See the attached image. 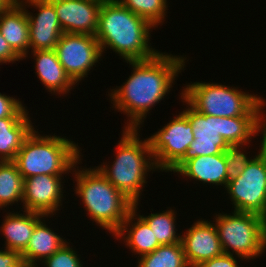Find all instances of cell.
<instances>
[{"label": "cell", "instance_id": "cell-1", "mask_svg": "<svg viewBox=\"0 0 266 267\" xmlns=\"http://www.w3.org/2000/svg\"><path fill=\"white\" fill-rule=\"evenodd\" d=\"M124 62L131 65V76L121 86L108 91V96L114 111L128 117L124 128L141 130L147 114L170 93L188 61L184 54L158 52L147 60Z\"/></svg>", "mask_w": 266, "mask_h": 267}, {"label": "cell", "instance_id": "cell-2", "mask_svg": "<svg viewBox=\"0 0 266 267\" xmlns=\"http://www.w3.org/2000/svg\"><path fill=\"white\" fill-rule=\"evenodd\" d=\"M181 99L187 107L183 112L192 124L194 140L169 172L175 173L186 161L197 156L221 154L229 146L249 145L254 136L266 130V116H211L199 113Z\"/></svg>", "mask_w": 266, "mask_h": 267}, {"label": "cell", "instance_id": "cell-3", "mask_svg": "<svg viewBox=\"0 0 266 267\" xmlns=\"http://www.w3.org/2000/svg\"><path fill=\"white\" fill-rule=\"evenodd\" d=\"M155 30L146 19L127 9L118 0H104L101 4L96 39L102 55L106 48L125 61L147 60L158 52L150 43Z\"/></svg>", "mask_w": 266, "mask_h": 267}, {"label": "cell", "instance_id": "cell-4", "mask_svg": "<svg viewBox=\"0 0 266 267\" xmlns=\"http://www.w3.org/2000/svg\"><path fill=\"white\" fill-rule=\"evenodd\" d=\"M81 158L72 169L74 193L82 201L86 214L97 226L114 236L133 209V202L110 183L95 167L82 168Z\"/></svg>", "mask_w": 266, "mask_h": 267}, {"label": "cell", "instance_id": "cell-5", "mask_svg": "<svg viewBox=\"0 0 266 267\" xmlns=\"http://www.w3.org/2000/svg\"><path fill=\"white\" fill-rule=\"evenodd\" d=\"M123 129L121 139L115 146L116 154L112 165L108 161L96 168L135 203L140 202L142 191L148 182V172L158 170L153 160L149 139L139 138L141 135L139 129Z\"/></svg>", "mask_w": 266, "mask_h": 267}, {"label": "cell", "instance_id": "cell-6", "mask_svg": "<svg viewBox=\"0 0 266 267\" xmlns=\"http://www.w3.org/2000/svg\"><path fill=\"white\" fill-rule=\"evenodd\" d=\"M78 143L65 136L42 135L34 128L25 138L14 163L23 179L37 175L71 174L83 155Z\"/></svg>", "mask_w": 266, "mask_h": 267}, {"label": "cell", "instance_id": "cell-7", "mask_svg": "<svg viewBox=\"0 0 266 267\" xmlns=\"http://www.w3.org/2000/svg\"><path fill=\"white\" fill-rule=\"evenodd\" d=\"M181 96L201 114L219 117L266 116V99L233 86L214 82H191L182 86Z\"/></svg>", "mask_w": 266, "mask_h": 267}, {"label": "cell", "instance_id": "cell-8", "mask_svg": "<svg viewBox=\"0 0 266 267\" xmlns=\"http://www.w3.org/2000/svg\"><path fill=\"white\" fill-rule=\"evenodd\" d=\"M224 253L250 262L265 254L266 219L246 212L218 213L213 221ZM250 260V261H249Z\"/></svg>", "mask_w": 266, "mask_h": 267}, {"label": "cell", "instance_id": "cell-9", "mask_svg": "<svg viewBox=\"0 0 266 267\" xmlns=\"http://www.w3.org/2000/svg\"><path fill=\"white\" fill-rule=\"evenodd\" d=\"M261 134L260 151L237 178L227 183L225 190L233 211L254 213L266 219V130Z\"/></svg>", "mask_w": 266, "mask_h": 267}, {"label": "cell", "instance_id": "cell-10", "mask_svg": "<svg viewBox=\"0 0 266 267\" xmlns=\"http://www.w3.org/2000/svg\"><path fill=\"white\" fill-rule=\"evenodd\" d=\"M148 139L158 172L169 173L184 157L190 143L194 140L192 124L187 115L181 111Z\"/></svg>", "mask_w": 266, "mask_h": 267}, {"label": "cell", "instance_id": "cell-11", "mask_svg": "<svg viewBox=\"0 0 266 267\" xmlns=\"http://www.w3.org/2000/svg\"><path fill=\"white\" fill-rule=\"evenodd\" d=\"M54 50L76 86L103 57L98 40L90 34L63 33Z\"/></svg>", "mask_w": 266, "mask_h": 267}, {"label": "cell", "instance_id": "cell-12", "mask_svg": "<svg viewBox=\"0 0 266 267\" xmlns=\"http://www.w3.org/2000/svg\"><path fill=\"white\" fill-rule=\"evenodd\" d=\"M63 175H37L24 179L22 209L56 216L62 207L64 192ZM64 191V192H63Z\"/></svg>", "mask_w": 266, "mask_h": 267}, {"label": "cell", "instance_id": "cell-13", "mask_svg": "<svg viewBox=\"0 0 266 267\" xmlns=\"http://www.w3.org/2000/svg\"><path fill=\"white\" fill-rule=\"evenodd\" d=\"M25 8L29 22L30 50H54L64 33L54 5L49 0H18ZM35 8V14L27 7Z\"/></svg>", "mask_w": 266, "mask_h": 267}, {"label": "cell", "instance_id": "cell-14", "mask_svg": "<svg viewBox=\"0 0 266 267\" xmlns=\"http://www.w3.org/2000/svg\"><path fill=\"white\" fill-rule=\"evenodd\" d=\"M211 222L201 218L181 232V244L189 267H196L224 253L217 228Z\"/></svg>", "mask_w": 266, "mask_h": 267}, {"label": "cell", "instance_id": "cell-15", "mask_svg": "<svg viewBox=\"0 0 266 267\" xmlns=\"http://www.w3.org/2000/svg\"><path fill=\"white\" fill-rule=\"evenodd\" d=\"M64 33L95 36L101 4L104 0H49Z\"/></svg>", "mask_w": 266, "mask_h": 267}, {"label": "cell", "instance_id": "cell-16", "mask_svg": "<svg viewBox=\"0 0 266 267\" xmlns=\"http://www.w3.org/2000/svg\"><path fill=\"white\" fill-rule=\"evenodd\" d=\"M139 204V201L133 203V209L113 236L117 241H124L123 244L125 243L134 255L138 254V257L152 253L161 246L148 223L137 213Z\"/></svg>", "mask_w": 266, "mask_h": 267}, {"label": "cell", "instance_id": "cell-17", "mask_svg": "<svg viewBox=\"0 0 266 267\" xmlns=\"http://www.w3.org/2000/svg\"><path fill=\"white\" fill-rule=\"evenodd\" d=\"M0 32L22 60L30 56L28 16L18 0L0 13Z\"/></svg>", "mask_w": 266, "mask_h": 267}, {"label": "cell", "instance_id": "cell-18", "mask_svg": "<svg viewBox=\"0 0 266 267\" xmlns=\"http://www.w3.org/2000/svg\"><path fill=\"white\" fill-rule=\"evenodd\" d=\"M35 60L34 68L37 78L41 81L48 92L57 96H66L75 89V83L65 72L58 60L55 50H36L31 51Z\"/></svg>", "mask_w": 266, "mask_h": 267}, {"label": "cell", "instance_id": "cell-19", "mask_svg": "<svg viewBox=\"0 0 266 267\" xmlns=\"http://www.w3.org/2000/svg\"><path fill=\"white\" fill-rule=\"evenodd\" d=\"M175 173L194 182L227 186L225 151L216 155H202L186 161Z\"/></svg>", "mask_w": 266, "mask_h": 267}, {"label": "cell", "instance_id": "cell-20", "mask_svg": "<svg viewBox=\"0 0 266 267\" xmlns=\"http://www.w3.org/2000/svg\"><path fill=\"white\" fill-rule=\"evenodd\" d=\"M21 211L23 213H20ZM21 211L6 212L0 231L5 238L4 248L22 253L28 246L36 223L44 215L26 210Z\"/></svg>", "mask_w": 266, "mask_h": 267}, {"label": "cell", "instance_id": "cell-21", "mask_svg": "<svg viewBox=\"0 0 266 267\" xmlns=\"http://www.w3.org/2000/svg\"><path fill=\"white\" fill-rule=\"evenodd\" d=\"M53 216H43L35 225L34 231L22 258L26 267H38L40 263L58 251L67 241L54 232L44 219Z\"/></svg>", "mask_w": 266, "mask_h": 267}, {"label": "cell", "instance_id": "cell-22", "mask_svg": "<svg viewBox=\"0 0 266 267\" xmlns=\"http://www.w3.org/2000/svg\"><path fill=\"white\" fill-rule=\"evenodd\" d=\"M30 119L28 114L0 119V162L14 161L25 138L36 128Z\"/></svg>", "mask_w": 266, "mask_h": 267}, {"label": "cell", "instance_id": "cell-23", "mask_svg": "<svg viewBox=\"0 0 266 267\" xmlns=\"http://www.w3.org/2000/svg\"><path fill=\"white\" fill-rule=\"evenodd\" d=\"M24 179L13 161L0 162V209L19 205L23 197Z\"/></svg>", "mask_w": 266, "mask_h": 267}, {"label": "cell", "instance_id": "cell-24", "mask_svg": "<svg viewBox=\"0 0 266 267\" xmlns=\"http://www.w3.org/2000/svg\"><path fill=\"white\" fill-rule=\"evenodd\" d=\"M172 208H168L159 213H151L149 215H141L138 213L150 226L156 239L161 245H171L181 242V233L176 231V213ZM177 234V235H176Z\"/></svg>", "mask_w": 266, "mask_h": 267}, {"label": "cell", "instance_id": "cell-25", "mask_svg": "<svg viewBox=\"0 0 266 267\" xmlns=\"http://www.w3.org/2000/svg\"><path fill=\"white\" fill-rule=\"evenodd\" d=\"M137 259L136 267H189L181 242L161 245L152 253Z\"/></svg>", "mask_w": 266, "mask_h": 267}, {"label": "cell", "instance_id": "cell-26", "mask_svg": "<svg viewBox=\"0 0 266 267\" xmlns=\"http://www.w3.org/2000/svg\"><path fill=\"white\" fill-rule=\"evenodd\" d=\"M127 9L146 19L153 27L162 26L167 17V0H118Z\"/></svg>", "mask_w": 266, "mask_h": 267}, {"label": "cell", "instance_id": "cell-27", "mask_svg": "<svg viewBox=\"0 0 266 267\" xmlns=\"http://www.w3.org/2000/svg\"><path fill=\"white\" fill-rule=\"evenodd\" d=\"M250 145L229 146L225 150L227 183L237 178L246 168L247 164L253 159L248 157L244 149Z\"/></svg>", "mask_w": 266, "mask_h": 267}, {"label": "cell", "instance_id": "cell-28", "mask_svg": "<svg viewBox=\"0 0 266 267\" xmlns=\"http://www.w3.org/2000/svg\"><path fill=\"white\" fill-rule=\"evenodd\" d=\"M81 255L70 246V242H66L58 251L50 257L44 259L39 267H83V261L80 260Z\"/></svg>", "mask_w": 266, "mask_h": 267}, {"label": "cell", "instance_id": "cell-29", "mask_svg": "<svg viewBox=\"0 0 266 267\" xmlns=\"http://www.w3.org/2000/svg\"><path fill=\"white\" fill-rule=\"evenodd\" d=\"M23 102L0 92V119L7 117H25L29 114L27 106Z\"/></svg>", "mask_w": 266, "mask_h": 267}, {"label": "cell", "instance_id": "cell-30", "mask_svg": "<svg viewBox=\"0 0 266 267\" xmlns=\"http://www.w3.org/2000/svg\"><path fill=\"white\" fill-rule=\"evenodd\" d=\"M237 259H242V261L245 260L242 257L236 256L235 254L230 255L227 253H222L221 255L210 260L201 262L196 267H242L238 265L240 263H238Z\"/></svg>", "mask_w": 266, "mask_h": 267}, {"label": "cell", "instance_id": "cell-31", "mask_svg": "<svg viewBox=\"0 0 266 267\" xmlns=\"http://www.w3.org/2000/svg\"><path fill=\"white\" fill-rule=\"evenodd\" d=\"M0 267H26L22 253L15 250L0 249Z\"/></svg>", "mask_w": 266, "mask_h": 267}, {"label": "cell", "instance_id": "cell-32", "mask_svg": "<svg viewBox=\"0 0 266 267\" xmlns=\"http://www.w3.org/2000/svg\"><path fill=\"white\" fill-rule=\"evenodd\" d=\"M22 59L11 49L8 42L4 39L0 32V65L14 63Z\"/></svg>", "mask_w": 266, "mask_h": 267}, {"label": "cell", "instance_id": "cell-33", "mask_svg": "<svg viewBox=\"0 0 266 267\" xmlns=\"http://www.w3.org/2000/svg\"><path fill=\"white\" fill-rule=\"evenodd\" d=\"M17 0H0V13L8 9Z\"/></svg>", "mask_w": 266, "mask_h": 267}]
</instances>
